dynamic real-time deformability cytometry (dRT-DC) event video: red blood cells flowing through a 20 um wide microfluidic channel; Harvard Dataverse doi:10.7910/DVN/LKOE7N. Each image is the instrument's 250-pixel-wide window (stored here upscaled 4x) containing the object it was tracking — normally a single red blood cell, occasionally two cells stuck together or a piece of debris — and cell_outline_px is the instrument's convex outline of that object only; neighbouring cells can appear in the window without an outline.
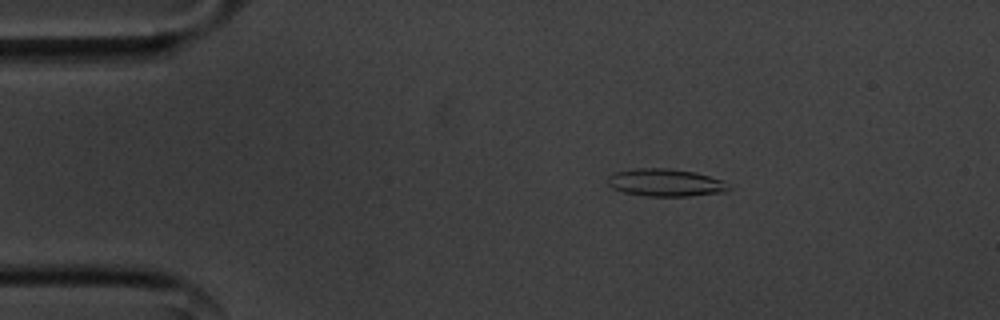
{"species": "common noctule bat (a hibernating species)", "species_latin": "Nyctalus noctula", "temperature_condition": "cold", "stored_images_in_passage": 56, "camera_frame_rate_fps": 3000, "um_per_image_px": 0.085, "animal": {"sex": "male", "body_mass_g": 20.1, "forearm_length_mm": 53.5}, "frame": {"image": 1, "passage_image": 10, "time_ms": 3.0, "image_size_px": [1000, 320], "cell_outline_px": [[732, 188], [724, 192], [688, 196], [648, 196], [624, 192], [612, 188], [608, 184], [608, 176], [616, 172], [636, 168], [668, 168], [696, 172], [724, 180]], "centroid_in_image_um": [56.6, 15.52], "position_along_channel_um": 28.4, "area_um2": 19.48}}
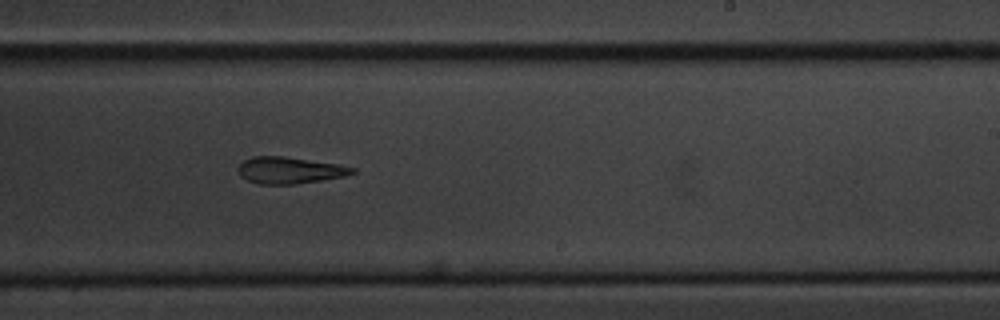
{"frame": {"image": 2, "passage_image": 34, "time_ms": 11.0, "image_size_px": [1000, 320], "cell_outline_px": [[356, 172], [344, 176], [296, 184], [260, 184], [248, 180], [240, 176], [236, 168], [244, 160], [252, 156], [284, 156], [340, 164], [356, 168]], "centroid_in_image_um": [24.61, 14.46], "position_along_channel_um": 264.4, "area_um2": 17.8}}
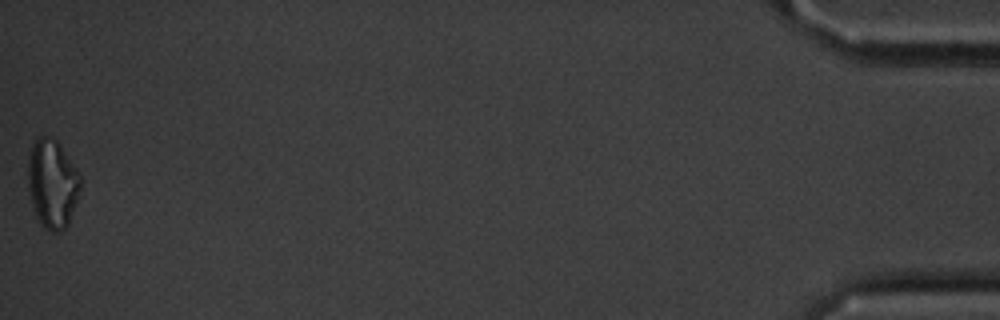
{"frame": {"image": 3, "passage_image": 56, "time_ms": 18.333, "image_size_px": [1000, 320], "cell_outline_px": [[80, 188], [68, 224], [60, 232], [52, 232], [44, 228], [40, 224], [32, 208], [28, 192], [28, 156], [32, 140], [36, 136], [48, 136], [56, 140], [60, 144], [76, 168], [80, 176]], "centroid_in_image_um": [4.4, 15.59], "position_along_channel_um": 430.8, "area_um2": 27.4}}